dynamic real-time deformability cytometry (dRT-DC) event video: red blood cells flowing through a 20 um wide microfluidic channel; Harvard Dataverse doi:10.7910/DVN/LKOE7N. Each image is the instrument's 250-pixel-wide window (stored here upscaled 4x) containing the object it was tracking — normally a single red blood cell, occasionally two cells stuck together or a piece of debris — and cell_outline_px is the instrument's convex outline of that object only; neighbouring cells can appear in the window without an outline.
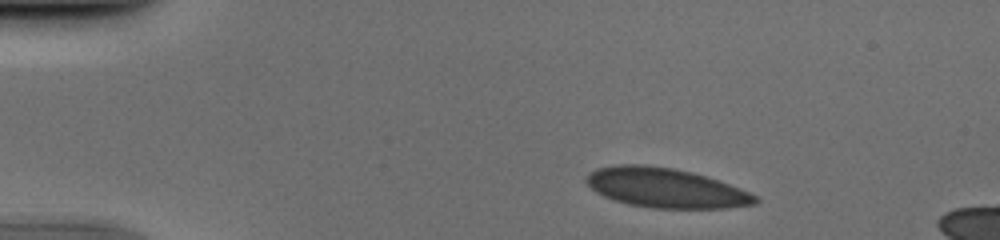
{"species": "human", "species_latin": "Homo sapiens", "temperature_condition": "cold", "stored_images_in_passage": 47, "camera_frame_rate_fps": 3000, "um_per_image_px": 0.085, "donor": {"sex": "male"}, "frame": {"image": 1, "passage_image": 5, "time_ms": 1.333, "image_size_px": [1000, 240], "cell_outline_px": [[760, 200], [756, 204], [728, 208], [652, 208], [628, 204], [604, 196], [596, 192], [584, 180], [584, 176], [588, 172], [596, 168], [616, 164], [644, 164], [672, 168], [692, 172], [740, 188], [756, 196]], "centroid_in_image_um": [56.54, 15.96], "position_along_channel_um": 28.5, "area_um2": 38.96}}
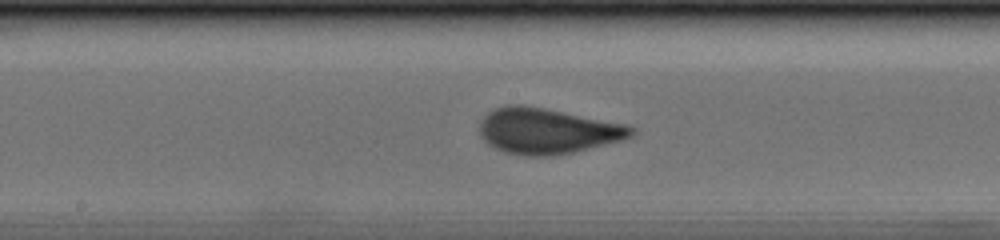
{"frame": {"image": 2, "passage_image": 24, "time_ms": 7.667, "image_size_px": [1000, 240], "cell_outline_px": [[636, 132], [632, 136], [620, 140], [572, 152], [552, 156], [524, 156], [504, 152], [488, 144], [480, 136], [480, 120], [488, 112], [504, 104], [520, 104], [544, 108], [624, 124], [636, 128]], "centroid_in_image_um": [46.47, 11.13], "position_along_channel_um": 201.7, "area_um2": 40.17}}
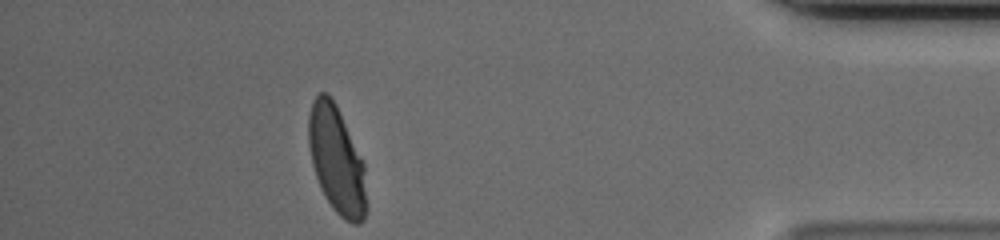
{"frame": {"image": 3, "passage_image": 43, "time_ms": 14.0, "image_size_px": [1000, 240], "cell_outline_px": [[368, 208], [364, 220], [360, 224], [352, 224], [344, 220], [332, 208], [324, 196], [320, 188], [312, 164], [308, 144], [308, 116], [312, 100], [320, 92], [328, 92], [336, 104], [364, 164], [368, 204]], "centroid_in_image_um": [28.62, 13.64], "position_along_channel_um": 406.6, "area_um2": 36.7}}